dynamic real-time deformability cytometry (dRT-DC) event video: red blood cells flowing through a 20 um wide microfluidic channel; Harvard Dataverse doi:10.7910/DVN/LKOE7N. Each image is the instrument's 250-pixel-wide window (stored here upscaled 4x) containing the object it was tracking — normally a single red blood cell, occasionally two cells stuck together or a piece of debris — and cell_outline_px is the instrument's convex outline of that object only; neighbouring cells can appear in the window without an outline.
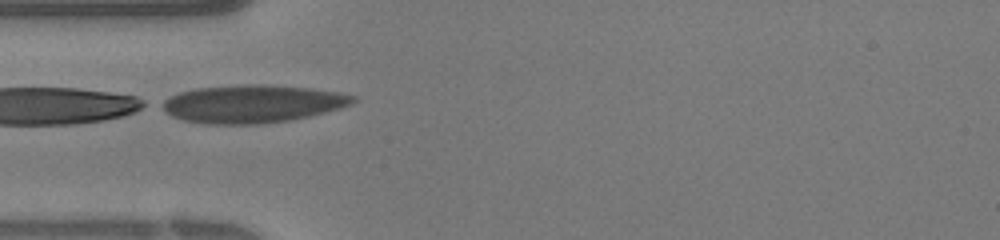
{"species": "human", "species_latin": "Homo sapiens", "temperature_condition": "warm", "stored_images_in_passage": 38, "camera_frame_rate_fps": 3000, "um_per_image_px": 0.085, "donor": {"sex": "female"}, "frame": {"image": 1, "passage_image": 10, "time_ms": 3.0, "image_size_px": [1000, 240], "cell_outline_px": [[356, 100], [352, 104], [340, 108], [292, 120], [260, 124], [204, 124], [184, 120], [172, 116], [164, 112], [156, 104], [180, 92], [196, 88], [256, 84], [312, 88], [340, 92], [356, 96]], "centroid_in_image_um": [21.43, 8.83], "position_along_channel_um": 63.6, "area_um2": 42.19}}
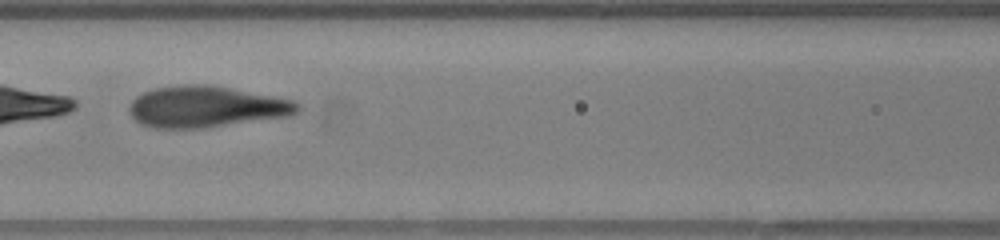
{"frame": {"image": 2, "passage_image": 15, "time_ms": 4.667, "image_size_px": [1000, 240], "cell_outline_px": [[300, 112], [292, 116], [204, 128], [152, 128], [140, 124], [128, 112], [128, 108], [132, 100], [136, 96], [144, 92], [156, 88], [188, 84], [208, 84], [296, 100], [300, 104]], "centroid_in_image_um": [17.56, 9.08], "position_along_channel_um": 149.0, "area_um2": 40.86}}
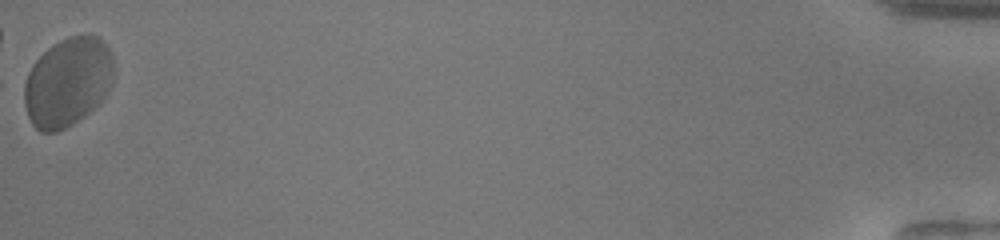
{"frame": {"image": 3, "passage_image": 38, "time_ms": 12.333, "image_size_px": [1000, 240], "cell_outline_px": [[112, 84], [108, 92], [100, 104], [84, 116], [72, 124], [56, 132], [40, 132], [32, 124], [28, 116], [24, 104], [24, 84], [28, 72], [32, 64], [52, 44], [68, 36], [88, 32], [100, 36], [108, 48], [112, 56]], "centroid_in_image_um": [5.76, 6.95], "position_along_channel_um": 429.4, "area_um2": 46.99}}